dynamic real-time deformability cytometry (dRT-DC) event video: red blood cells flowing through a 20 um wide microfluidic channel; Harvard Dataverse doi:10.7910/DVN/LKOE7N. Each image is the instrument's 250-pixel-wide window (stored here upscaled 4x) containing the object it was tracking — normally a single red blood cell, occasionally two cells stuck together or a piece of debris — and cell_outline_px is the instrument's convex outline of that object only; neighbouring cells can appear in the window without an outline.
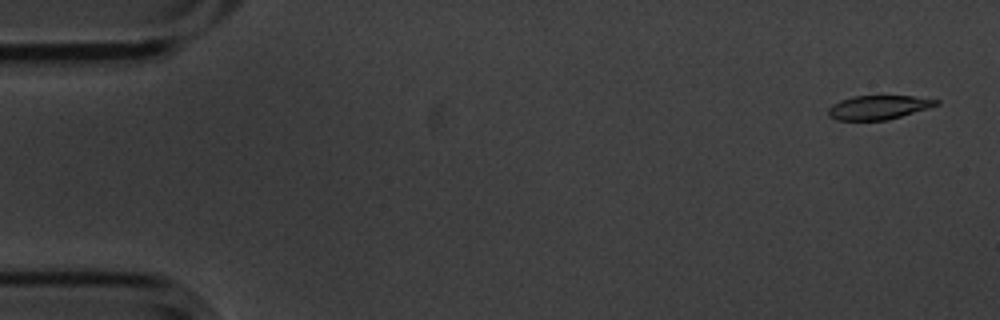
{"species": "common noctule bat (a hibernating species)", "species_latin": "Nyctalus noctula", "temperature_condition": "cold", "stored_images_in_passage": 5, "camera_frame_rate_fps": 3000, "um_per_image_px": 0.085, "animal": {"sex": "male", "body_mass_g": 20.1, "forearm_length_mm": 53.5}, "frame": {"image": 1, "passage_image": 1, "time_ms": 0.0, "image_size_px": [1000, 320], "cell_outline_px": [[940, 104], [928, 108], [888, 120], [836, 120], [828, 116], [828, 108], [832, 104], [840, 100], [852, 96], [912, 96], [940, 100]], "centroid_in_image_um": [74.65, 9.12], "position_along_channel_um": 10.4, "area_um2": 15.14}}
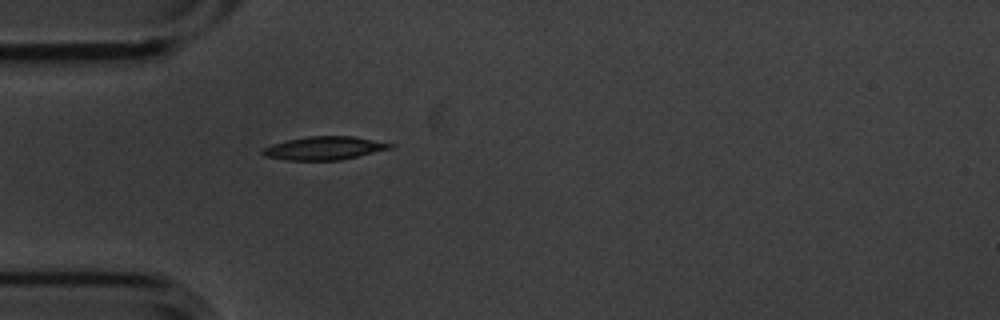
{"frame": {"image": 2, "passage_image": 5, "time_ms": 1.333, "image_size_px": [1000, 320], "cell_outline_px": [[396, 144], [392, 148], [340, 160], [284, 160], [264, 156], [260, 152], [264, 148], [272, 144], [288, 140], [308, 136], [352, 136]], "centroid_in_image_um": [27.55, 12.59], "position_along_channel_um": 57.4, "area_um2": 17.22}}